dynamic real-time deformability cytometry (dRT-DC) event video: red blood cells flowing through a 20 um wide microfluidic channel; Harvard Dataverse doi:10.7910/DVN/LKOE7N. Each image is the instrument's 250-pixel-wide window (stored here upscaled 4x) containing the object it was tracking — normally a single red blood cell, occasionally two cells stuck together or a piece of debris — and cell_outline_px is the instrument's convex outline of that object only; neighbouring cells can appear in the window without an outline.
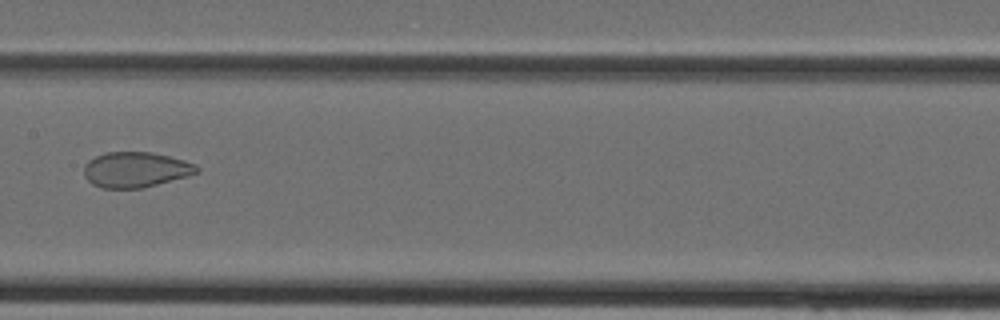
{"species": "Egyptian fruit bat (a non-hibernating species)", "species_latin": "Rousettus aegyptiacus", "temperature_condition": "cold", "stored_images_in_passage": 36, "camera_frame_rate_fps": 3000, "um_per_image_px": 0.085, "animal": {"sex": "female"}, "frame": {"image": 1, "passage_image": 17, "time_ms": 5.333, "image_size_px": [1000, 320], "cell_outline_px": [[200, 172], [188, 176], [140, 188], [100, 188], [92, 184], [84, 176], [84, 164], [88, 160], [104, 152], [152, 152], [184, 160], [196, 164], [200, 168]], "centroid_in_image_um": [11.52, 14.41], "position_along_channel_um": 195.9, "area_um2": 23.35}}
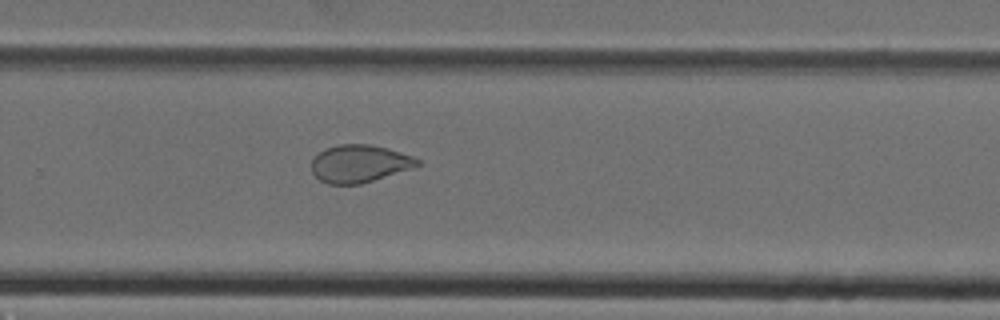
{"frame": {"image": 2, "passage_image": 23, "time_ms": 7.333, "image_size_px": [1000, 320], "cell_outline_px": [[420, 164], [416, 168], [360, 184], [328, 184], [320, 180], [312, 172], [312, 160], [324, 148], [340, 144], [368, 144], [388, 148], [412, 156], [420, 160]], "centroid_in_image_um": [30.58, 13.91], "position_along_channel_um": 299.2, "area_um2": 23.29}}
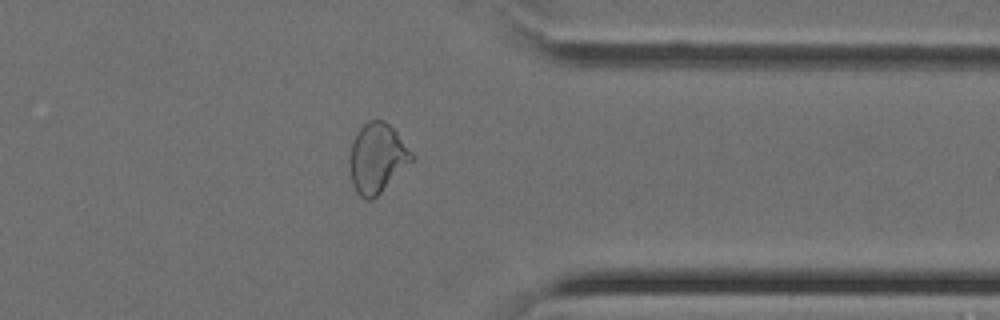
{"frame": {"image": 3, "passage_image": 28, "time_ms": 9.0, "image_size_px": [1000, 320], "cell_outline_px": [[416, 156], [372, 200], [368, 200], [360, 196], [356, 192], [352, 184], [348, 164], [348, 160], [352, 140], [360, 128], [368, 120], [384, 120], [396, 132]], "centroid_in_image_um": [32.01, 13.43], "position_along_channel_um": 379.4, "area_um2": 25.03}}